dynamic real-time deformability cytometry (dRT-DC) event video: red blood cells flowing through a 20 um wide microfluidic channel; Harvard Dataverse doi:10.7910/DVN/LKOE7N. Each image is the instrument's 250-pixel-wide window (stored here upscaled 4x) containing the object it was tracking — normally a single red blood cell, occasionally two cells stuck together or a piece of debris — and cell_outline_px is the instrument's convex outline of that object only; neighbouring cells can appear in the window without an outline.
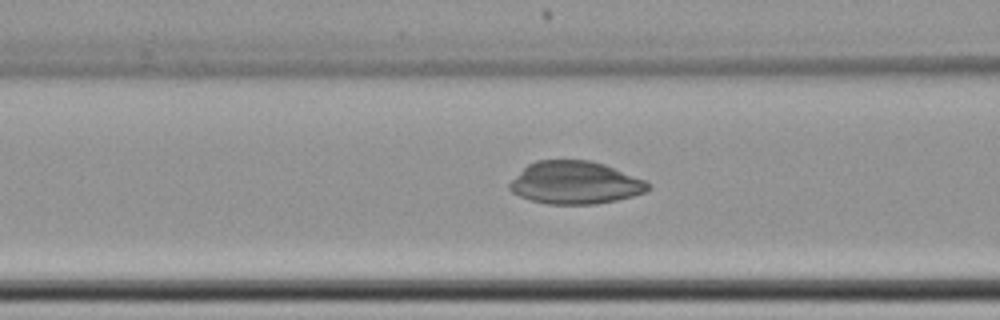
{"species": "common noctule bat (a hibernating species)", "species_latin": "Nyctalus noctula", "temperature_condition": "cold", "stored_images_in_passage": 57, "camera_frame_rate_fps": 3000, "um_per_image_px": 0.085, "animal": {"sex": "female", "body_mass_g": 22.7, "forearm_length_mm": 54.2}, "frame": {"image": 1, "passage_image": 24, "time_ms": 7.667, "image_size_px": [1000, 320], "cell_outline_px": [[652, 188], [644, 192], [632, 196], [616, 200], [596, 204], [548, 204], [532, 200], [520, 196], [512, 192], [508, 188], [508, 184], [528, 164], [536, 160], [592, 160], [604, 164], [644, 180], [652, 184]], "centroid_in_image_um": [48.89, 15.53], "position_along_channel_um": 117.7, "area_um2": 34.33}}
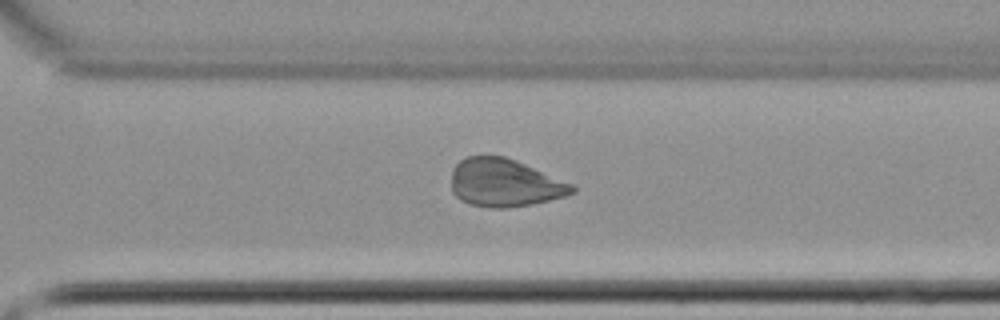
{"frame": {"image": 2, "passage_image": 41, "time_ms": 13.333, "image_size_px": [1000, 320], "cell_outline_px": [[576, 192], [564, 196], [548, 200], [508, 208], [492, 208], [468, 204], [460, 200], [452, 192], [452, 168], [460, 160], [468, 156], [504, 156], [516, 160], [572, 184], [576, 188]], "centroid_in_image_um": [42.86, 15.54], "position_along_channel_um": 327.7, "area_um2": 33.58}}
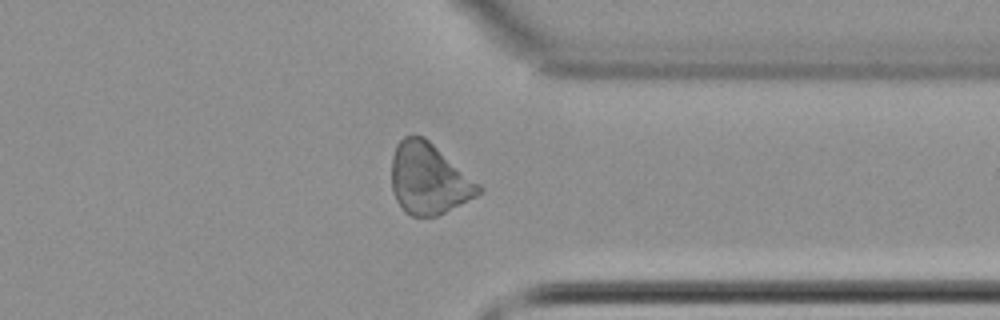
{"frame": {"image": 3, "passage_image": 45, "time_ms": 14.667, "image_size_px": [1000, 320], "cell_outline_px": [[484, 188], [476, 196], [436, 216], [412, 216], [404, 212], [396, 200], [392, 192], [392, 156], [396, 144], [404, 136], [424, 136], [480, 184]], "centroid_in_image_um": [36.42, 15.2], "position_along_channel_um": 375.0, "area_um2": 35.84}}